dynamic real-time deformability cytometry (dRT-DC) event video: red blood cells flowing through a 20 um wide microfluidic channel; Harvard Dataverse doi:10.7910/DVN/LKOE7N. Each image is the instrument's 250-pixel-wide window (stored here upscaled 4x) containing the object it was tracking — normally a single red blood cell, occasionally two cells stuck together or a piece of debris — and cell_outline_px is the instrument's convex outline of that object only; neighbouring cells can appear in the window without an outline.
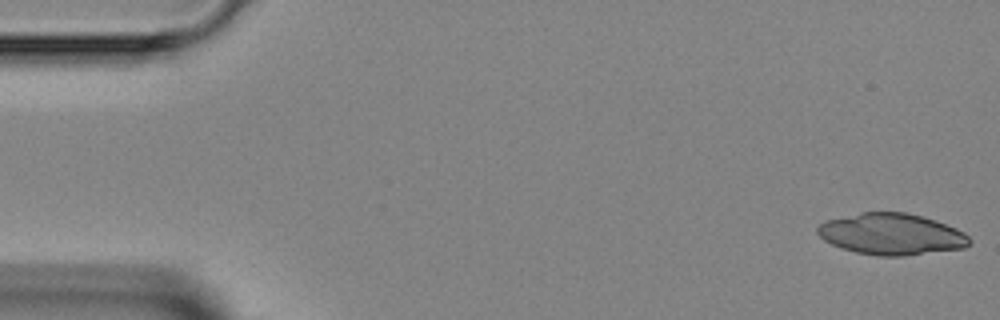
{"species": "Egyptian fruit bat (a non-hibernating species)", "species_latin": "Rousettus aegyptiacus", "temperature_condition": "room temperature", "stored_images_in_passage": 9, "camera_frame_rate_fps": 3000, "um_per_image_px": 0.085, "animal": {"sex": "female"}, "frame": {"image": 1, "passage_image": 1, "time_ms": 0.0, "image_size_px": [1000, 320], "cell_outline_px": [[972, 240], [964, 248], [904, 256], [880, 256], [856, 252], [832, 244], [824, 240], [816, 232], [816, 228], [820, 224], [828, 220], [860, 212], [904, 212], [936, 220], [956, 228], [964, 232]], "centroid_in_image_um": [75.79, 19.9], "position_along_channel_um": 9.2, "area_um2": 36.47}}